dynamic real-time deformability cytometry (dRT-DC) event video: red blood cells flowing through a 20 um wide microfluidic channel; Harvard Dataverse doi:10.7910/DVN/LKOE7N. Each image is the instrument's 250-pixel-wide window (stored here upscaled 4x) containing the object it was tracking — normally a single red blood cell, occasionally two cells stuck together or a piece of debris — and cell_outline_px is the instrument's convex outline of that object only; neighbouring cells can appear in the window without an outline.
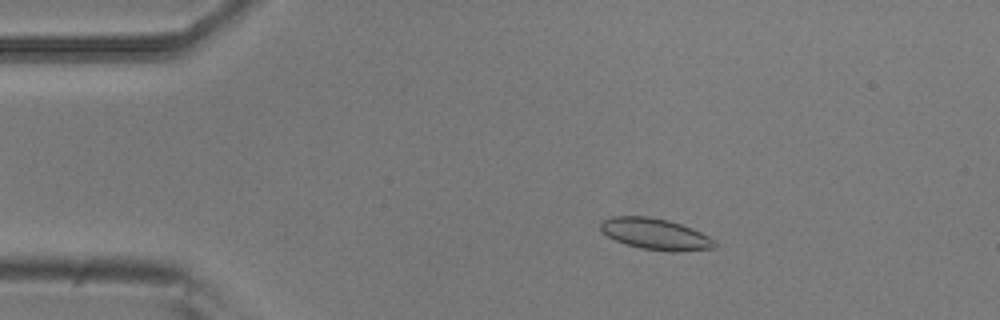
{"species": "common noctule bat (a hibernating species)", "species_latin": "Nyctalus noctula", "temperature_condition": "room temperature", "stored_images_in_passage": 4, "camera_frame_rate_fps": 3000, "um_per_image_px": 0.085, "animal": {"sex": "male", "body_mass_g": 20.5, "forearm_length_mm": 52.5}, "frame": {"image": 1, "passage_image": 3, "time_ms": 0.667, "image_size_px": [1000, 320], "cell_outline_px": [[716, 248], [676, 252], [672, 252], [640, 248], [616, 240], [608, 236], [600, 228], [600, 220], [612, 216], [648, 216], [668, 220], [692, 228], [716, 240]], "centroid_in_image_um": [55.72, 19.89], "position_along_channel_um": 29.3, "area_um2": 20.81}}